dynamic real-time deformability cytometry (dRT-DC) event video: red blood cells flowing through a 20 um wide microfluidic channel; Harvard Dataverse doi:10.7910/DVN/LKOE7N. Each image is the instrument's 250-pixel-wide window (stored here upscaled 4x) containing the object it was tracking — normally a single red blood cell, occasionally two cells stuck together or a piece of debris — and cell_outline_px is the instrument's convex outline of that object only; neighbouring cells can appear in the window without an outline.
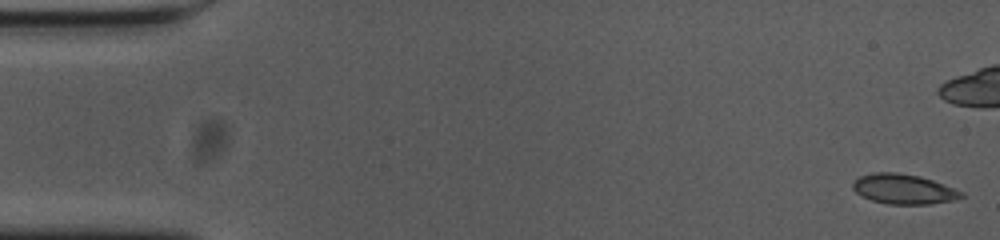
{"species": "common noctule bat (a hibernating species)", "species_latin": "Nyctalus noctula", "temperature_condition": "cold", "stored_images_in_passage": 56, "camera_frame_rate_fps": 3000, "um_per_image_px": 0.085, "animal": {"sex": "female", "body_mass_g": 23.0, "forearm_length_mm": 53.4}, "frame": {"image": 1, "passage_image": 1, "time_ms": 0.0, "image_size_px": [1000, 240], "cell_outline_px": [[964, 196], [956, 200], [932, 204], [888, 204], [872, 200], [856, 192], [852, 188], [852, 180], [860, 176], [872, 172], [896, 172], [920, 176], [932, 180], [964, 192]], "centroid_in_image_um": [76.81, 16.07], "position_along_channel_um": 8.2, "area_um2": 19.02}}
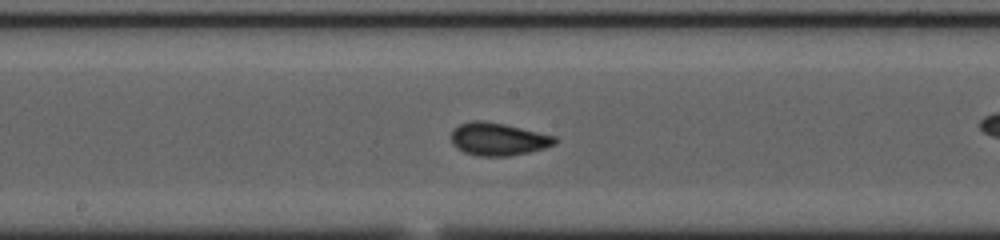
{"frame": {"image": 2, "passage_image": 28, "time_ms": 9.0, "image_size_px": [1000, 240], "cell_outline_px": [[560, 140], [556, 144], [544, 148], [528, 152], [508, 156], [476, 156], [464, 152], [452, 144], [452, 128], [460, 124], [472, 120], [484, 120], [504, 124], [556, 136]], "centroid_in_image_um": [42.35, 11.82], "position_along_channel_um": 205.8, "area_um2": 19.88}}
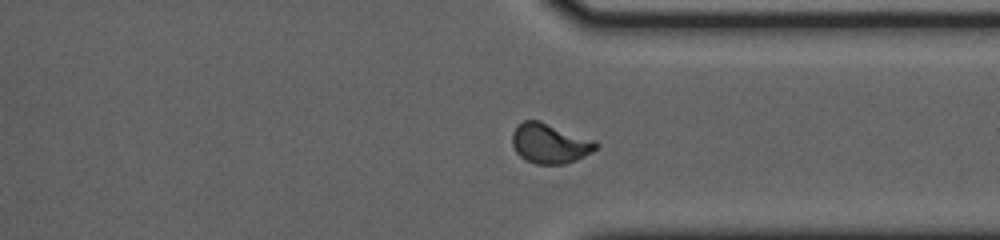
{"frame": {"image": 3, "passage_image": 41, "time_ms": 13.333, "image_size_px": [1000, 240], "cell_outline_px": [[600, 144], [592, 152], [576, 160], [564, 164], [536, 164], [524, 160], [516, 152], [512, 144], [512, 132], [516, 124], [524, 120], [540, 120], [596, 140]], "centroid_in_image_um": [46.72, 12.18], "position_along_channel_um": 364.7, "area_um2": 19.83}, "authors_computed_cell_mechanics": {"area_um2": 18.9873, "velocity_mm_per_s": 3.681, "shape_relaxation_time_tau1_ms": 5.6497, "shape_relaxation_time_tau2_ms": null, "deformation_change_tau1": 0.1341, "deformation_change_tau2": null}}